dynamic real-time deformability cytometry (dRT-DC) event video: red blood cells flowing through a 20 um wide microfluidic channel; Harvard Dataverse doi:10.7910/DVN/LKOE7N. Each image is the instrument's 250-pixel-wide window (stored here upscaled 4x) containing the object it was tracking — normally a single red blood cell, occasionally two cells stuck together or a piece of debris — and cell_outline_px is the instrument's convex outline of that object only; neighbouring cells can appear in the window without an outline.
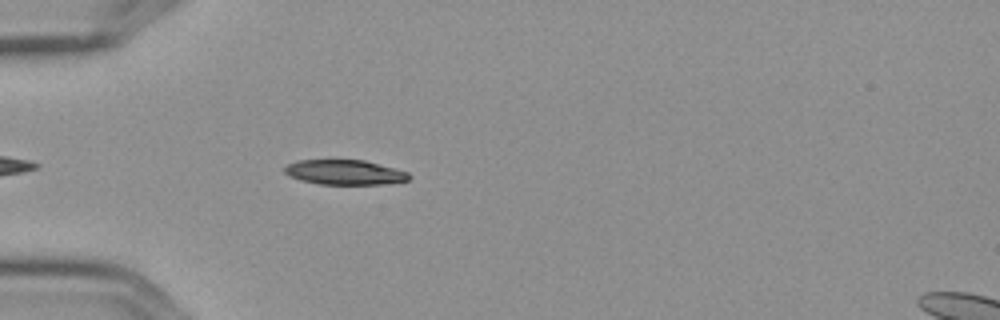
{"species": "Egyptian fruit bat (a non-hibernating species)", "species_latin": "Rousettus aegyptiacus", "temperature_condition": "cold", "stored_images_in_passage": 5, "camera_frame_rate_fps": 3000, "um_per_image_px": 0.085, "frame": {"image": 1, "passage_image": 5, "time_ms": 1.333, "image_size_px": [1000, 320], "cell_outline_px": [[412, 176], [408, 180], [380, 184], [320, 184], [300, 180], [288, 176], [284, 172], [284, 168], [288, 164], [296, 160], [364, 160], [408, 172]], "centroid_in_image_um": [29.26, 14.64], "position_along_channel_um": 55.7, "area_um2": 17.92}}